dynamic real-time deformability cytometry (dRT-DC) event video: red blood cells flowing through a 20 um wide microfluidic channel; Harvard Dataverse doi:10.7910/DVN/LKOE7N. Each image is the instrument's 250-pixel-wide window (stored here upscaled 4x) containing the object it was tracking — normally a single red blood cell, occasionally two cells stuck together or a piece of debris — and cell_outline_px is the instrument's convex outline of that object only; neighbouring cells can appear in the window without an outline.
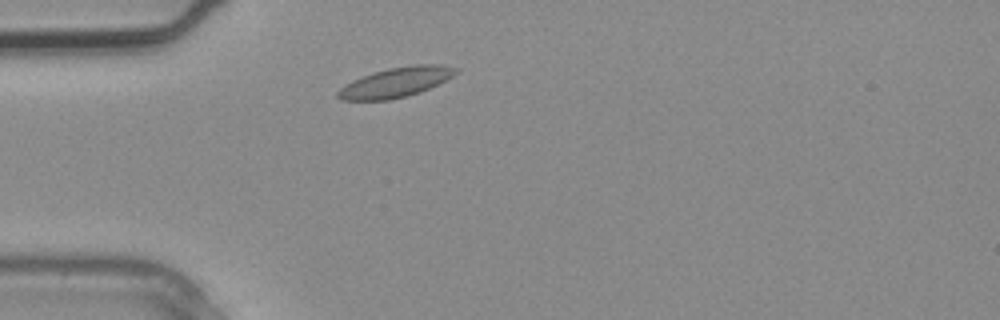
{"species": "common noctule bat (a hibernating species)", "species_latin": "Nyctalus noctula", "temperature_condition": "warm", "stored_images_in_passage": 2, "camera_frame_rate_fps": 3000, "um_per_image_px": 0.085, "animal": {"sex": "male", "body_mass_g": 20.4}, "frame": {"image": 1, "passage_image": 2, "time_ms": 0.333, "image_size_px": [1000, 320], "cell_outline_px": [[460, 72], [420, 92], [408, 96], [388, 100], [340, 100], [336, 96], [336, 92], [340, 88], [352, 80], [388, 68], [416, 64], [440, 64], [460, 68]], "centroid_in_image_um": [33.66, 6.99], "position_along_channel_um": 51.3, "area_um2": 20.4}}